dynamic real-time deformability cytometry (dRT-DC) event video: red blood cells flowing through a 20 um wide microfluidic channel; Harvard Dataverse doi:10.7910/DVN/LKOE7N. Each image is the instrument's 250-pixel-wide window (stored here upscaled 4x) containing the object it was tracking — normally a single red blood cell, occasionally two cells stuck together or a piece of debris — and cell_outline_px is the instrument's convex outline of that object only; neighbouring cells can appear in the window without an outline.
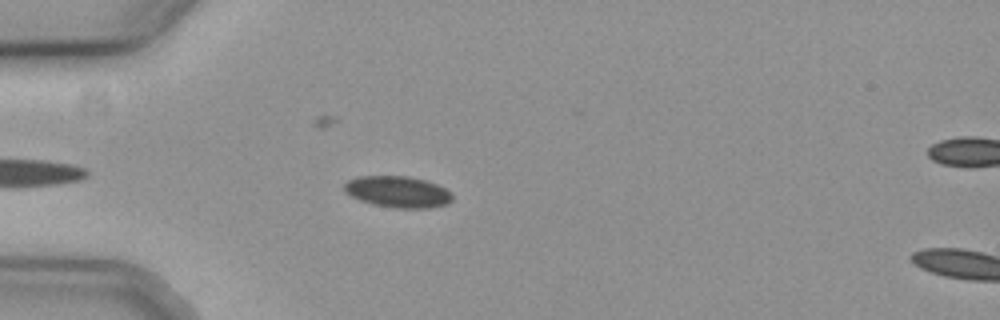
{"species": "common noctule bat (a hibernating species)", "species_latin": "Nyctalus noctula", "temperature_condition": "cold", "stored_images_in_passage": 43, "camera_frame_rate_fps": 3000, "um_per_image_px": 0.085, "animal": {"sex": "female", "body_mass_g": 19.3, "forearm_length_mm": 54.1}, "frame": {"image": 1, "passage_image": 6, "time_ms": 1.667, "image_size_px": [1000, 320], "cell_outline_px": [[452, 200], [444, 204], [428, 208], [396, 208], [372, 204], [360, 200], [344, 192], [344, 184], [348, 180], [360, 176], [408, 176], [424, 180], [436, 184], [452, 192]], "centroid_in_image_um": [33.79, 16.3], "position_along_channel_um": 51.2, "area_um2": 19.65}}
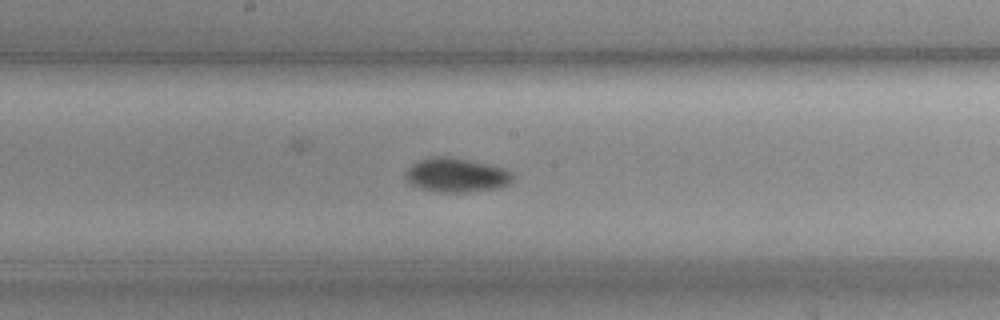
{"frame": {"image": 2, "passage_image": 20, "time_ms": 6.333, "image_size_px": [1000, 320], "cell_outline_px": [[512, 180], [508, 184], [500, 188], [464, 192], [436, 192], [420, 188], [404, 180], [404, 176], [408, 168], [412, 164], [420, 160], [432, 156], [448, 156], [488, 164], [504, 168], [512, 172]], "centroid_in_image_um": [38.77, 14.88], "position_along_channel_um": 209.4, "area_um2": 21.39}}
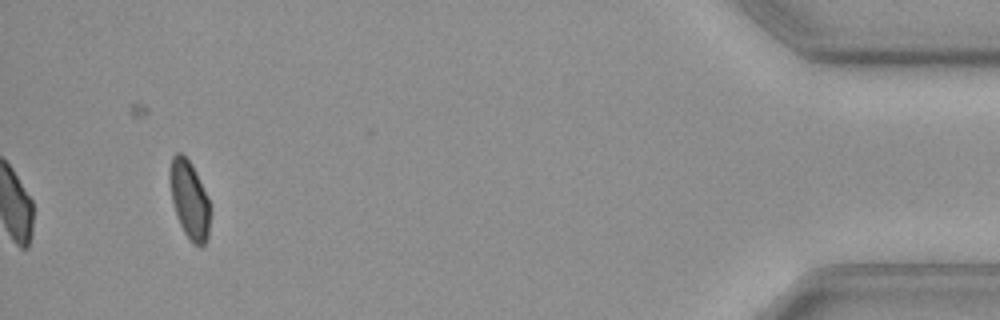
{"frame": {"image": 3, "passage_image": 43, "time_ms": 14.0, "image_size_px": [1000, 320], "cell_outline_px": [[212, 212], [208, 240], [200, 248], [192, 244], [188, 240], [176, 216], [172, 200], [168, 180], [168, 168], [172, 156], [176, 152], [180, 152], [192, 164], [208, 196], [212, 208]], "centroid_in_image_um": [16.12, 17.01], "position_along_channel_um": 419.1, "area_um2": 19.25}, "authors_computed_cell_mechanics": {"area_um2": 20.1144, "velocity_mm_per_s": 3.7148, "shape_relaxation_time_tau1_ms": 6.0664, "shape_relaxation_time_tau2_ms": null, "deformation_change_tau1": 0.0581, "deformation_change_tau2": null}}